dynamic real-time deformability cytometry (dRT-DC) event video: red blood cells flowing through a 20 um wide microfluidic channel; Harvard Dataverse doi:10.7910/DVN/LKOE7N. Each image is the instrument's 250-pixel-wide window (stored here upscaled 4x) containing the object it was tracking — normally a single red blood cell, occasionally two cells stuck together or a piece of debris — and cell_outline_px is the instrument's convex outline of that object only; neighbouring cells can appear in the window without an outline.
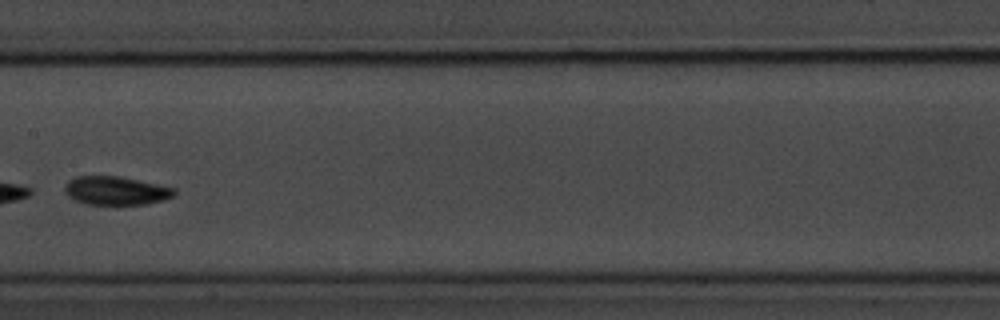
{"species": "common noctule bat (a hibernating species)", "species_latin": "Nyctalus noctula", "temperature_condition": "room temperature", "stored_images_in_passage": 14, "camera_frame_rate_fps": 3000, "um_per_image_px": 0.085, "animal": {"sex": "male", "body_mass_g": 20.1, "forearm_length_mm": 53.5}, "frame": {"image": 1, "passage_image": 7, "time_ms": 7.667, "image_size_px": [1000, 320], "cell_outline_px": [[176, 192], [172, 196], [164, 200], [144, 204], [84, 204], [68, 196], [64, 188], [68, 180], [76, 176], [120, 176], [176, 188]], "centroid_in_image_um": [9.85, 16.2], "position_along_channel_um": 197.6, "area_um2": 18.15}, "authors_computed_cell_mechanics": {"area_um2": 18.3804, "velocity_mm_per_s": 3.5789, "shape_relaxation_time_tau1_ms": 2.3628, "shape_relaxation_time_tau2_ms": 3.6295, "deformation_change_tau1": 0.1051, "deformation_change_tau2": 0.079}}